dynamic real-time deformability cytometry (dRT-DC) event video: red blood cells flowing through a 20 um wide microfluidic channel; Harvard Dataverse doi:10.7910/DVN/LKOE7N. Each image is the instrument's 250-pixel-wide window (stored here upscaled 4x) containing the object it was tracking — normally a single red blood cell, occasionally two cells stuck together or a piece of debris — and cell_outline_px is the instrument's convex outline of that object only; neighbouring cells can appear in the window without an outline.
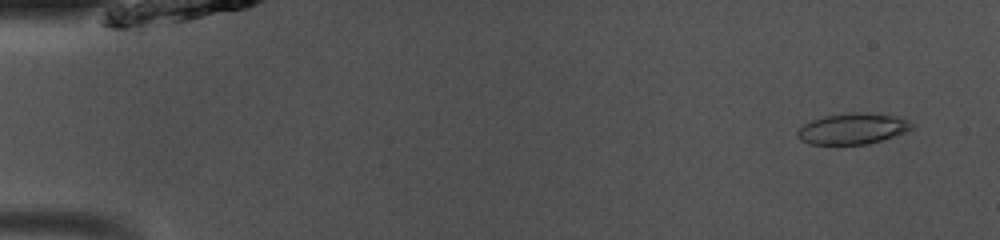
{"species": "common noctule bat (a hibernating species)", "species_latin": "Nyctalus noctula", "temperature_condition": "room temperature", "stored_images_in_passage": 49, "camera_frame_rate_fps": 3000, "um_per_image_px": 0.085, "animal": {"sex": "male", "body_mass_g": 13.0, "forearm_length_mm": 53.1}, "frame": {"image": 1, "passage_image": 3, "time_ms": 0.667, "image_size_px": [1000, 240], "cell_outline_px": [[912, 128], [904, 132], [868, 144], [808, 144], [800, 140], [796, 136], [796, 132], [804, 124], [812, 120], [824, 116], [852, 112], [860, 112], [896, 116], [908, 120], [912, 124]], "centroid_in_image_um": [72.42, 10.94], "position_along_channel_um": 12.6, "area_um2": 20.4}}
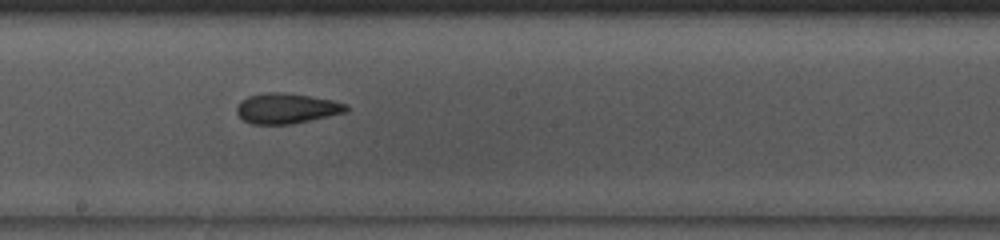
{"frame": {"image": 2, "passage_image": 27, "time_ms": 8.667, "image_size_px": [1000, 240], "cell_outline_px": [[348, 112], [292, 124], [252, 124], [244, 120], [236, 112], [236, 108], [240, 100], [248, 96], [264, 92], [280, 92], [308, 96], [332, 100], [348, 104]], "centroid_in_image_um": [24.36, 9.21], "position_along_channel_um": 223.8, "area_um2": 19.36}}
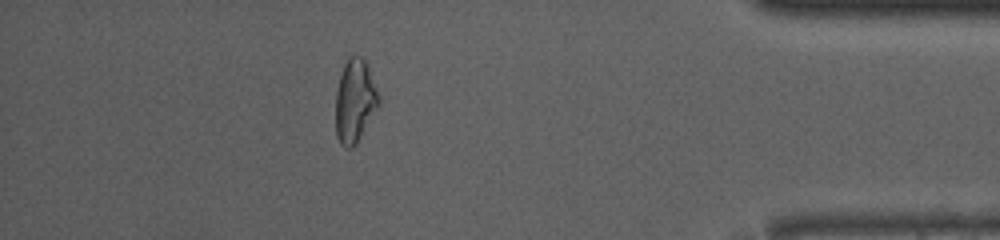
{"frame": {"image": 3, "passage_image": 43, "time_ms": 14.0, "image_size_px": [1000, 240], "cell_outline_px": [[380, 104], [356, 144], [352, 148], [344, 148], [340, 144], [336, 136], [336, 92], [340, 76], [344, 64], [348, 56], [360, 56], [368, 64], [380, 96]], "centroid_in_image_um": [30.18, 8.58], "position_along_channel_um": 405.0, "area_um2": 21.1}, "authors_computed_cell_mechanics": {"area_um2": 19.9988, "velocity_mm_per_s": 4.1133, "shape_relaxation_time_tau1_ms": 6.2594, "shape_relaxation_time_tau2_ms": 2.6096, "deformation_change_tau1": 0.1389, "deformation_change_tau2": 0.1004}}